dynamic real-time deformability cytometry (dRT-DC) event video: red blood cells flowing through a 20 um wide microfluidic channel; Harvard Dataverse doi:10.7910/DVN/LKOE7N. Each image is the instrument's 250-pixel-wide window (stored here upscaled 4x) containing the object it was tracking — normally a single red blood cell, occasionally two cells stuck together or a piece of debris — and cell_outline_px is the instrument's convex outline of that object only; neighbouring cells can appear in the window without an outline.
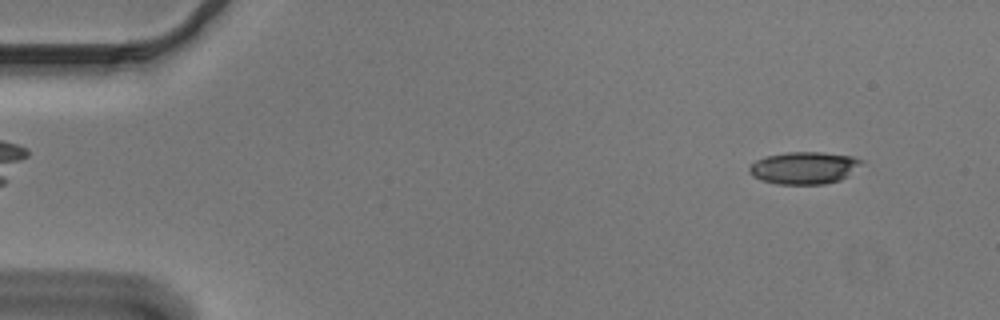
{"species": "Egyptian fruit bat (a non-hibernating species)", "species_latin": "Rousettus aegyptiacus", "temperature_condition": "cold", "stored_images_in_passage": 52, "camera_frame_rate_fps": 3000, "um_per_image_px": 0.085, "animal": {"sex": "male"}, "frame": {"image": 1, "passage_image": 3, "time_ms": 0.667, "image_size_px": [1000, 320], "cell_outline_px": [[864, 160], [848, 176], [840, 180], [824, 184], [776, 184], [760, 180], [752, 176], [748, 172], [748, 168], [756, 160], [764, 156], [788, 152], [820, 152], [852, 156]], "centroid_in_image_um": [68.31, 14.27], "position_along_channel_um": 16.7, "area_um2": 21.15}}
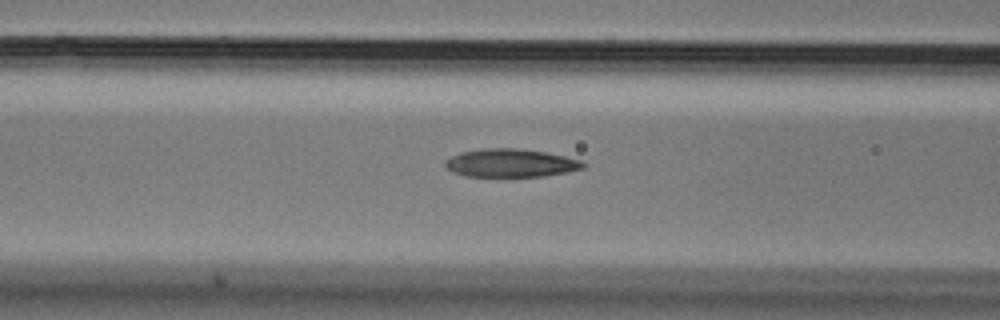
{"frame": {"image": 2, "passage_image": 20, "time_ms": 6.333, "image_size_px": [1000, 320], "cell_outline_px": [[588, 164], [584, 168], [568, 172], [540, 176], [464, 176], [452, 172], [444, 164], [444, 160], [460, 152], [484, 148], [516, 148], [544, 152], [564, 156], [580, 160]], "centroid_in_image_um": [43.4, 13.85], "position_along_channel_um": 123.2, "area_um2": 22.6}}
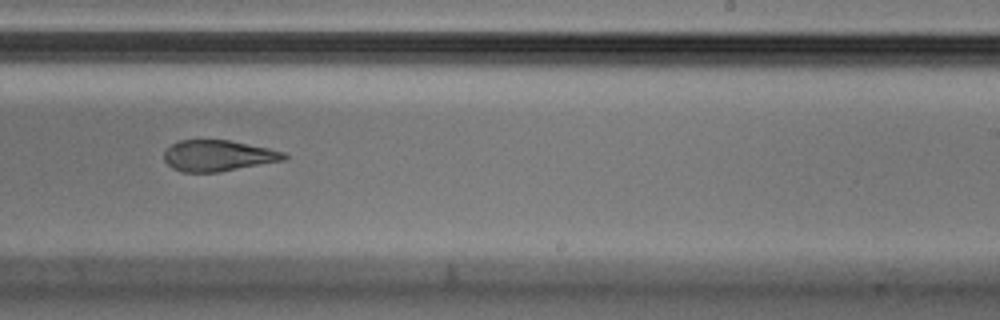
{"frame": {"image": 3, "passage_image": 32, "time_ms": 10.333, "image_size_px": [1000, 320], "cell_outline_px": [[288, 156], [284, 160], [216, 172], [184, 172], [172, 168], [164, 160], [164, 152], [172, 144], [180, 140], [228, 140], [268, 148], [284, 152]], "centroid_in_image_um": [18.51, 13.23], "position_along_channel_um": 270.5, "area_um2": 21.39}, "authors_computed_cell_mechanics": {"area_um2": 22.7443, "velocity_mm_per_s": 3.6803, "shape_relaxation_time_tau1_ms": 5.8851, "shape_relaxation_time_tau2_ms": 4.4076, "deformation_change_tau1": 0.208, "deformation_change_tau2": 0.135}}